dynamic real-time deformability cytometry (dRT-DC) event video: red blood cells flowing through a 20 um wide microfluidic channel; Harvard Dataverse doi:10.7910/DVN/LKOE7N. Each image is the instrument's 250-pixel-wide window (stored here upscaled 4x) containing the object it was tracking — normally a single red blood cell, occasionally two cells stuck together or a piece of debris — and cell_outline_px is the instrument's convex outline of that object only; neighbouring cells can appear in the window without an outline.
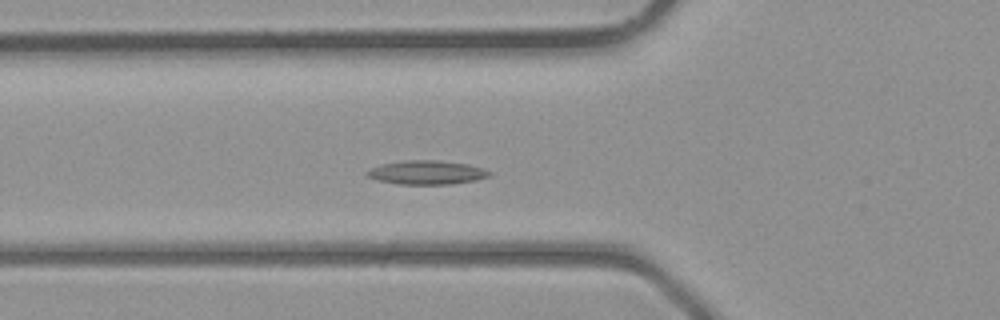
{"species": "common noctule bat (a hibernating species)", "species_latin": "Nyctalus noctula", "temperature_condition": "room temperature", "stored_images_in_passage": 38, "camera_frame_rate_fps": 3000, "um_per_image_px": 0.085, "animal": {"sex": "male", "body_mass_g": 23.1, "forearm_length_mm": 52.7}, "frame": {"image": 1, "passage_image": 12, "time_ms": 3.667, "image_size_px": [1000, 320], "cell_outline_px": [[492, 172], [488, 176], [476, 180], [452, 184], [396, 184], [380, 180], [368, 176], [364, 172], [368, 168], [380, 164], [404, 160], [440, 160], [468, 164], [484, 168]], "centroid_in_image_um": [36.26, 14.65], "position_along_channel_um": 89.5, "area_um2": 17.17}}
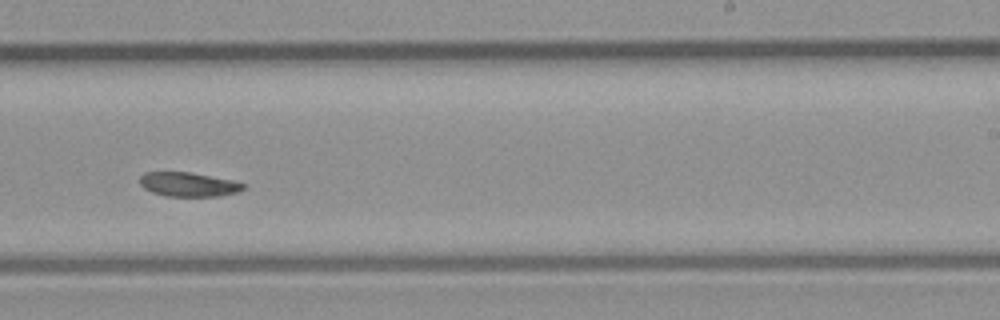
{"frame": {"image": 2, "passage_image": 23, "time_ms": 7.333, "image_size_px": [1000, 320], "cell_outline_px": [[248, 188], [236, 192], [216, 196], [168, 196], [152, 192], [144, 188], [140, 184], [140, 176], [144, 172], [188, 172], [236, 180], [244, 184]], "centroid_in_image_um": [16.04, 15.67], "position_along_channel_um": 273.0, "area_um2": 14.62}}
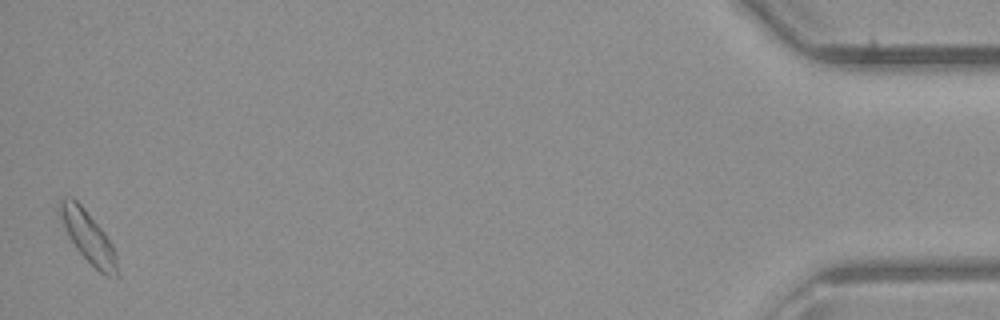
{"frame": {"image": 3, "passage_image": 38, "time_ms": 12.333, "image_size_px": [1000, 320], "cell_outline_px": [[120, 276], [104, 276], [76, 248], [68, 236], [60, 212], [60, 200], [72, 196], [80, 204], [104, 232], [112, 244], [116, 256], [120, 272]], "centroid_in_image_um": [7.55, 20.19], "position_along_channel_um": 427.6, "area_um2": 16.7}}